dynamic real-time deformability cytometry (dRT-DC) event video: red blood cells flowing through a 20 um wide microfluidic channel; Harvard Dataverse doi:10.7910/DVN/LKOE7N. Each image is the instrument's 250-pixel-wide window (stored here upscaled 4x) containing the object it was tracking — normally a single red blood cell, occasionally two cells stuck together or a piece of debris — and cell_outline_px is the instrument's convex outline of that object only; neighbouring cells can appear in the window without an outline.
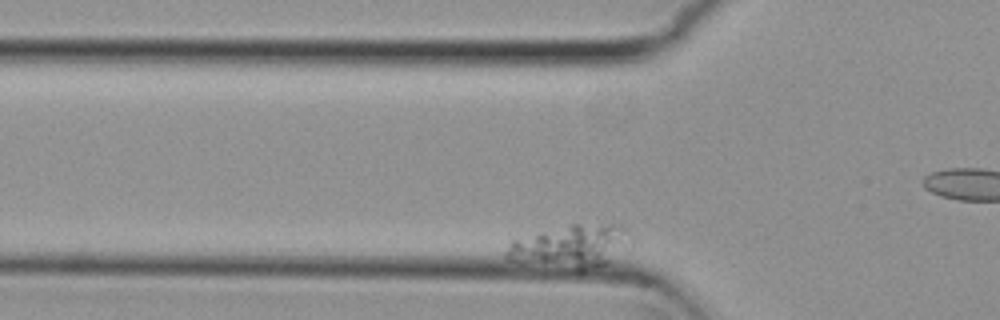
{"species": "common noctule bat (a hibernating species)", "species_latin": "Nyctalus noctula", "temperature_condition": "cold", "stored_images_in_passage": 55, "camera_frame_rate_fps": 3000, "um_per_image_px": 0.085, "animal": {"sex": "female", "body_mass_g": 29.2, "forearm_length_mm": 56.3}, "frame": {"image": 1, "passage_image": 14, "time_ms": 4.333, "image_size_px": [1000, 320], "cell_outline_px": [[632, 248], [608, 264], [580, 272], [520, 264], [504, 260], [504, 252], [512, 240], [540, 232], [572, 224], [620, 224], [632, 236]], "centroid_in_image_um": [48.56, 21.0], "position_along_channel_um": 77.2, "area_um2": 32.77}}
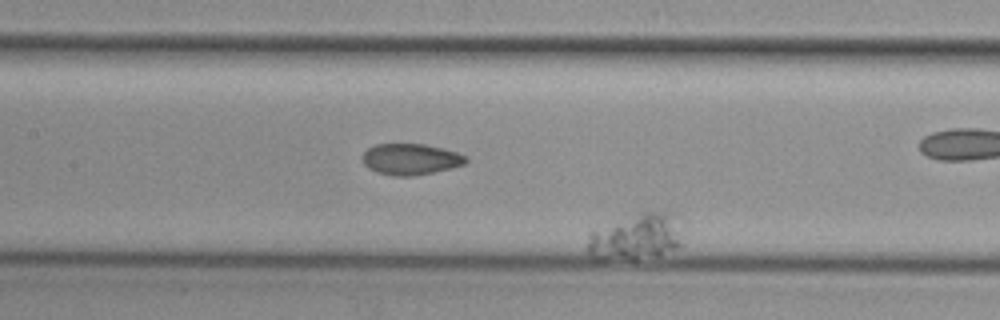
{"frame": {"image": 2, "passage_image": 26, "time_ms": 8.333, "image_size_px": [1000, 320], "cell_outline_px": [[684, 244], [676, 248], [656, 256], [636, 260], [596, 260], [588, 252], [588, 232], [644, 208], [676, 212]], "centroid_in_image_um": [54.09, 20.08], "position_along_channel_um": 153.3, "area_um2": 27.11}}
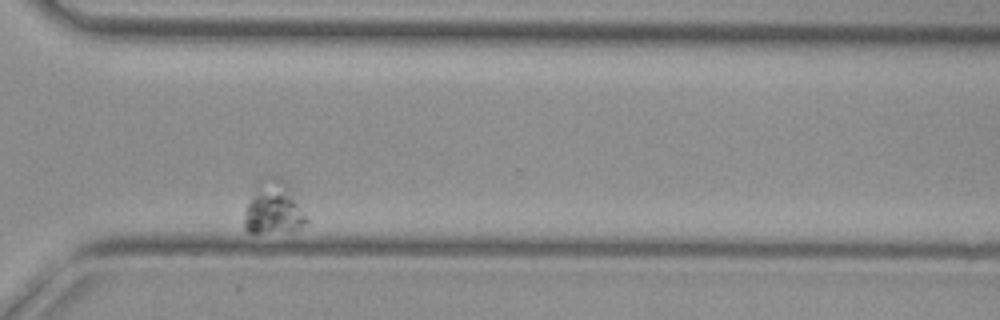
{"frame": {"image": 3, "passage_image": 52, "time_ms": 17.0, "image_size_px": [1000, 320], "cell_outline_px": [[308, 220], [300, 228], [260, 232], [248, 232], [244, 228], [244, 220], [248, 204], [256, 184], [260, 176], [264, 172], [272, 172], [280, 176], [288, 184]], "centroid_in_image_um": [23.22, 17.55], "position_along_channel_um": 347.4, "area_um2": 19.02}}